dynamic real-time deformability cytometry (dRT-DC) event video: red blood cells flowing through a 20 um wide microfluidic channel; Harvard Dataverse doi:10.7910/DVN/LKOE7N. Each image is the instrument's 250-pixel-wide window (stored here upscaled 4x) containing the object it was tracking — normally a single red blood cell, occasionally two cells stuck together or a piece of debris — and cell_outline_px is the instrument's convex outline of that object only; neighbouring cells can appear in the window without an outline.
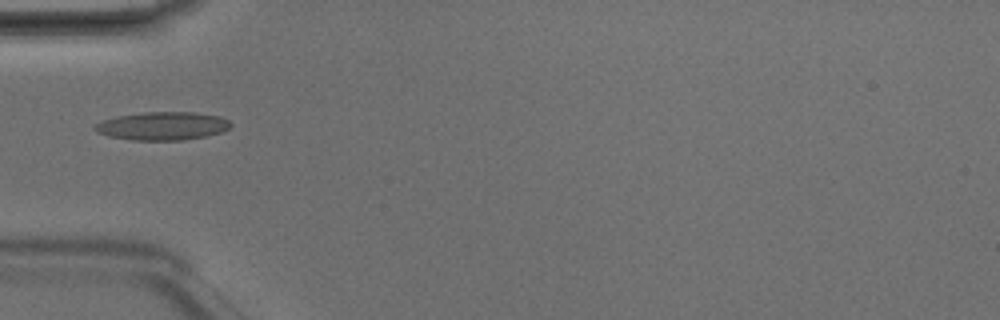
{"species": "Egyptian fruit bat (a non-hibernating species)", "species_latin": "Rousettus aegyptiacus", "temperature_condition": "room temperature", "stored_images_in_passage": 5, "camera_frame_rate_fps": 3000, "um_per_image_px": 0.085, "animal": {"sex": "male"}, "frame": {"image": 1, "passage_image": 4, "time_ms": 1.0, "image_size_px": [1000, 320], "cell_outline_px": [[232, 124], [228, 128], [220, 132], [204, 136], [184, 140], [132, 140], [108, 136], [96, 132], [92, 128], [96, 124], [104, 120], [116, 116], [144, 112], [196, 112], [220, 116], [228, 120]], "centroid_in_image_um": [13.79, 10.7], "position_along_channel_um": 71.2, "area_um2": 22.31}}